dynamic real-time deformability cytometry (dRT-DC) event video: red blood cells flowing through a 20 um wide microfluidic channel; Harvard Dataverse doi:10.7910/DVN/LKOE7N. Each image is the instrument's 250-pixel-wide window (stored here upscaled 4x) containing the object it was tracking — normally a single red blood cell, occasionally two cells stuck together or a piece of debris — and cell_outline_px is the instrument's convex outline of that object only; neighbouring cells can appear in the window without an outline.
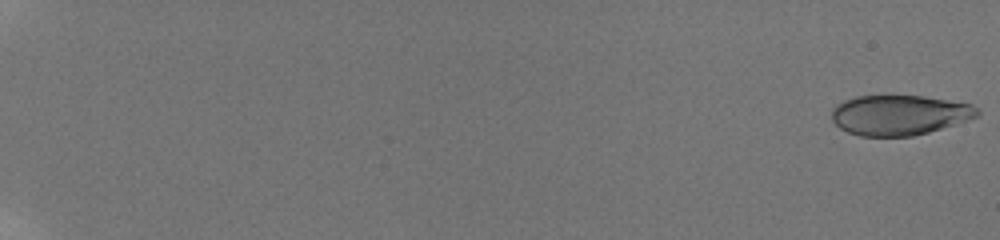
{"species": "human", "species_latin": "Homo sapiens", "temperature_condition": "room temperature", "stored_images_in_passage": 48, "camera_frame_rate_fps": 3000, "um_per_image_px": 0.085, "donor": {"sex": "male"}, "frame": {"image": 1, "passage_image": 1, "time_ms": 0.0, "image_size_px": [1000, 240], "cell_outline_px": [[980, 112], [976, 116], [928, 132], [912, 136], [860, 136], [848, 132], [840, 128], [832, 120], [832, 108], [844, 100], [856, 96], [924, 96], [972, 104], [980, 108]], "centroid_in_image_um": [76.42, 9.77], "position_along_channel_um": 8.6, "area_um2": 33.7}}
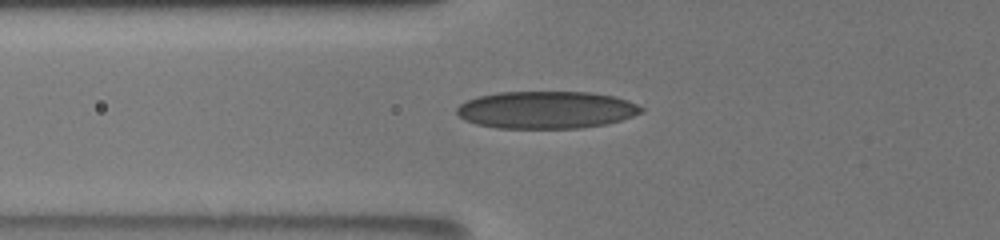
{"frame": {"image": 2, "passage_image": 25, "time_ms": 8.333, "image_size_px": [1000, 240], "cell_outline_px": [[644, 112], [608, 124], [580, 128], [496, 128], [476, 124], [464, 120], [456, 112], [456, 108], [460, 104], [476, 96], [496, 92], [592, 92], [616, 96], [628, 100], [644, 108]], "centroid_in_image_um": [46.44, 9.33], "position_along_channel_um": 79.4, "area_um2": 40.52}}
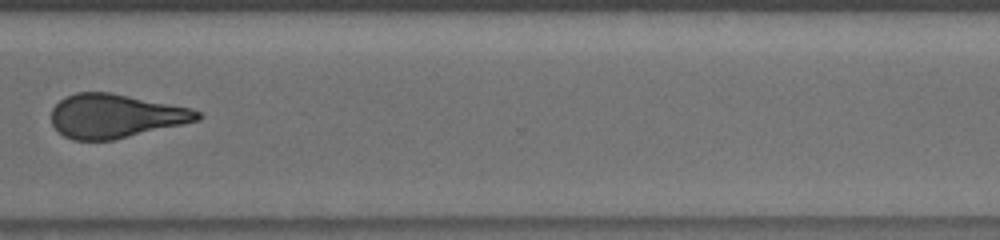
{"frame": {"image": 3, "passage_image": 41, "time_ms": 15.667, "image_size_px": [1000, 240], "cell_outline_px": [[204, 116], [200, 120], [184, 124], [112, 140], [72, 140], [64, 136], [52, 124], [52, 108], [64, 96], [76, 92], [112, 92], [192, 108], [200, 112]], "centroid_in_image_um": [9.83, 9.85], "position_along_channel_um": 360.8, "area_um2": 37.51}, "authors_computed_cell_mechanics": {"area_um2": 36.4718, "velocity_mm_per_s": 3.867, "shape_relaxation_time_tau1_ms": null, "shape_relaxation_time_tau2_ms": 1.8688, "deformation_change_tau1": null, "deformation_change_tau2": 0.1077}}